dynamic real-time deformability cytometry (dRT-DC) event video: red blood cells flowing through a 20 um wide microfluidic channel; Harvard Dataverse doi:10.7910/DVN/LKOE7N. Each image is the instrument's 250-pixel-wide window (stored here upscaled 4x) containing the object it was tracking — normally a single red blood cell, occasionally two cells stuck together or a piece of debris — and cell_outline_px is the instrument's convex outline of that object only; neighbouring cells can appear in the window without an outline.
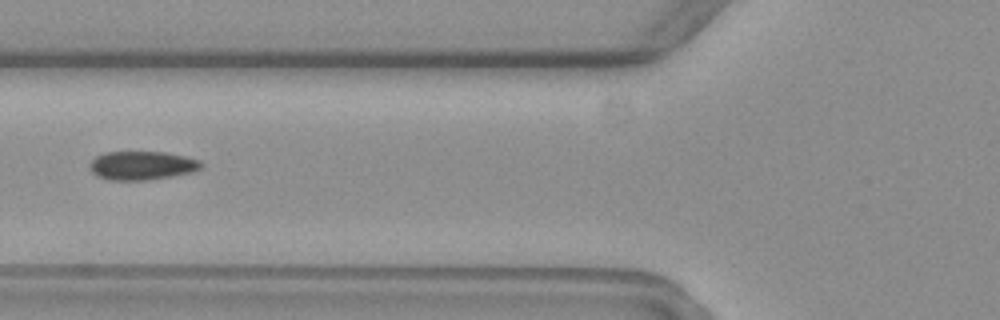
{"species": "common noctule bat (a hibernating species)", "species_latin": "Nyctalus noctula", "temperature_condition": "warm", "stored_images_in_passage": 8, "camera_frame_rate_fps": 3000, "um_per_image_px": 0.085, "animal": {"sex": "female", "body_mass_g": 19.3, "forearm_length_mm": 54.1}, "frame": {"image": 1, "passage_image": 5, "time_ms": 4.667, "image_size_px": [1000, 320], "cell_outline_px": [[204, 164], [200, 168], [192, 172], [172, 176], [148, 180], [108, 180], [96, 176], [92, 172], [92, 160], [96, 156], [104, 152], [164, 152], [184, 156], [200, 160]], "centroid_in_image_um": [12.08, 14.07], "position_along_channel_um": 113.7, "area_um2": 18.55}}